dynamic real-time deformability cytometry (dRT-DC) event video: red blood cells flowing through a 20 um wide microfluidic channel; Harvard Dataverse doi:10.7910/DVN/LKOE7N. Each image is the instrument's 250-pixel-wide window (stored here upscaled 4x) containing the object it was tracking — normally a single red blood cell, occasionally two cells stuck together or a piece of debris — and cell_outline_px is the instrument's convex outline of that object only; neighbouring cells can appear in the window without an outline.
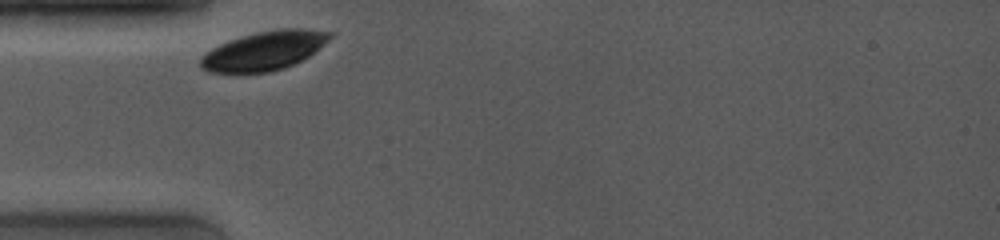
{"species": "common noctule bat (a hibernating species)", "species_latin": "Nyctalus noctula", "temperature_condition": "room temperature", "stored_images_in_passage": 5, "camera_frame_rate_fps": 4000, "um_per_image_px": 0.085, "animal": {"sex": "female", "body_mass_g": 19.0, "forearm_length_mm": 53.3}, "frame": {"image": 1, "passage_image": 1, "time_ms": 0.0, "image_size_px": [1000, 240], "cell_outline_px": [[332, 36], [324, 44], [308, 56], [284, 68], [268, 72], [208, 72], [200, 68], [200, 56], [204, 52], [220, 44], [240, 36], [256, 32], [280, 28], [304, 28], [332, 32]], "centroid_in_image_um": [22.42, 4.3], "position_along_channel_um": 62.6, "area_um2": 29.25}}